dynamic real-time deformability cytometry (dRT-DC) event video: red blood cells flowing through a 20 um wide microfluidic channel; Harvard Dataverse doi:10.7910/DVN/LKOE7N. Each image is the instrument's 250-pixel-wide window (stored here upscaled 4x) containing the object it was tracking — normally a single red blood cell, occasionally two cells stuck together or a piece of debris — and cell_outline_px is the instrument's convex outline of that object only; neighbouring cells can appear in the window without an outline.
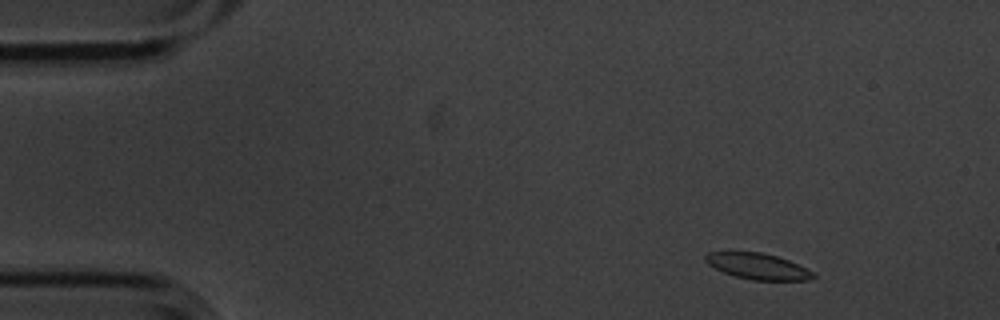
{"species": "common noctule bat (a hibernating species)", "species_latin": "Nyctalus noctula", "temperature_condition": "cold", "stored_images_in_passage": 10, "camera_frame_rate_fps": 3000, "um_per_image_px": 0.085, "animal": {"sex": "male", "body_mass_g": 20.1, "forearm_length_mm": 53.5}, "frame": {"image": 1, "passage_image": 1, "time_ms": 0.0, "image_size_px": [1000, 320], "cell_outline_px": [[816, 276], [808, 280], [752, 280], [736, 276], [724, 272], [708, 264], [704, 260], [704, 256], [708, 252], [732, 248], [760, 252], [776, 256], [788, 260], [812, 272]], "centroid_in_image_um": [64.28, 22.57], "position_along_channel_um": 20.7, "area_um2": 16.76}}
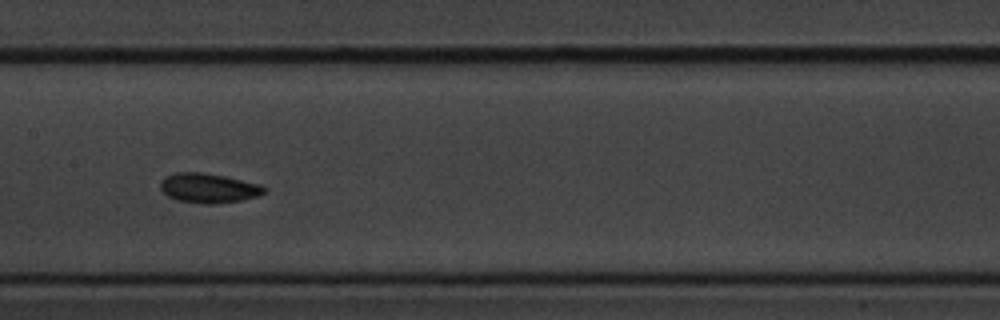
{"frame": {"image": 2, "passage_image": 7, "time_ms": 2.0, "image_size_px": [1000, 320], "cell_outline_px": [[268, 188], [260, 196], [240, 200], [212, 204], [204, 204], [176, 200], [168, 196], [160, 188], [160, 184], [164, 176], [176, 172], [200, 172], [224, 176], [260, 184]], "centroid_in_image_um": [17.72, 15.98], "position_along_channel_um": 189.7, "area_um2": 17.92}}
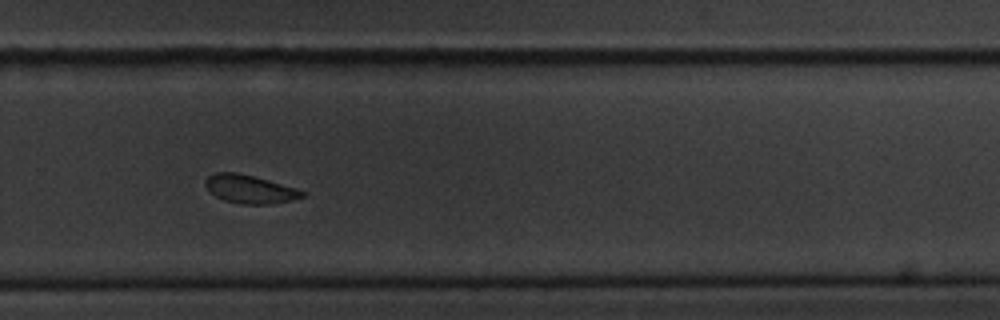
{"frame": {"image": 3, "passage_image": 10, "time_ms": 3.0, "image_size_px": [1000, 320], "cell_outline_px": [[308, 192], [304, 196], [292, 200], [272, 204], [240, 204], [224, 200], [216, 196], [204, 184], [204, 180], [208, 176], [216, 172], [236, 172], [268, 180], [296, 188]], "centroid_in_image_um": [21.25, 16.08], "position_along_channel_um": 308.6, "area_um2": 15.95}}